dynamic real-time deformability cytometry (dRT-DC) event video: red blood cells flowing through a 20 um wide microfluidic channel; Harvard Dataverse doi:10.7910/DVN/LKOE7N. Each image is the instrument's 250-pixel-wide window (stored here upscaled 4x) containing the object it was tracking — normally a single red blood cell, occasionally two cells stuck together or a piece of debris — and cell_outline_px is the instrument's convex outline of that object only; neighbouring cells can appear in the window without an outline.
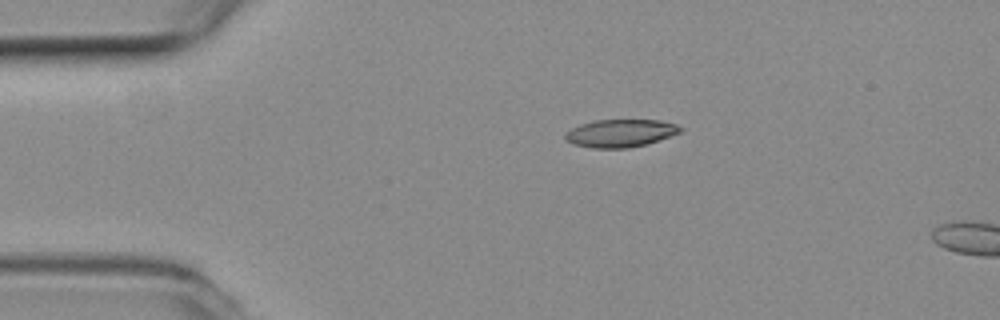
{"species": "common noctule bat (a hibernating species)", "species_latin": "Nyctalus noctula", "temperature_condition": "room temperature", "stored_images_in_passage": 2, "camera_frame_rate_fps": 3000, "um_per_image_px": 0.085, "animal": {"sex": "female", "body_mass_g": 19.3, "forearm_length_mm": 54.1}, "frame": {"image": 1, "passage_image": 1, "time_ms": 0.0, "image_size_px": [1000, 320], "cell_outline_px": [[684, 128], [680, 132], [644, 144], [628, 148], [592, 148], [572, 144], [564, 140], [564, 136], [572, 128], [580, 124], [592, 120], [660, 120], [676, 124]], "centroid_in_image_um": [52.69, 11.31], "position_along_channel_um": 32.3, "area_um2": 18.5}}